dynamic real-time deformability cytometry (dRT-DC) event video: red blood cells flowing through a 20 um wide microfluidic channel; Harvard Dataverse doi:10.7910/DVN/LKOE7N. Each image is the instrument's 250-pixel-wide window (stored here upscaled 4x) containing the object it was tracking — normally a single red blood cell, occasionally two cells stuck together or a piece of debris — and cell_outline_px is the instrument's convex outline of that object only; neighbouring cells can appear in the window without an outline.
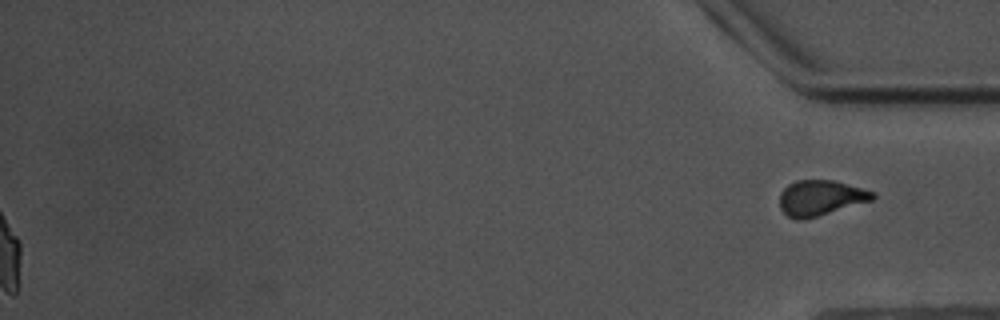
{"species": "common noctule bat (a hibernating species)", "species_latin": "Nyctalus noctula", "temperature_condition": "warm", "stored_images_in_passage": 60, "segment_of_instrument_passage": [2, 2], "camera_frame_rate_fps": 3000, "um_per_image_px": 0.085, "animal": {"sex": "male", "body_mass_g": 17.5, "forearm_length_mm": 52.3}, "frame": {"image": 1, "passage_image": 60, "time_ms": 19.667, "image_size_px": [1000, 320], "cell_outline_px": [[876, 196], [872, 200], [804, 220], [796, 220], [788, 216], [780, 208], [780, 192], [788, 184], [796, 180], [836, 180], [876, 192]], "centroid_in_image_um": [69.74, 16.81], "position_along_channel_um": 365.5, "area_um2": 19.31}}